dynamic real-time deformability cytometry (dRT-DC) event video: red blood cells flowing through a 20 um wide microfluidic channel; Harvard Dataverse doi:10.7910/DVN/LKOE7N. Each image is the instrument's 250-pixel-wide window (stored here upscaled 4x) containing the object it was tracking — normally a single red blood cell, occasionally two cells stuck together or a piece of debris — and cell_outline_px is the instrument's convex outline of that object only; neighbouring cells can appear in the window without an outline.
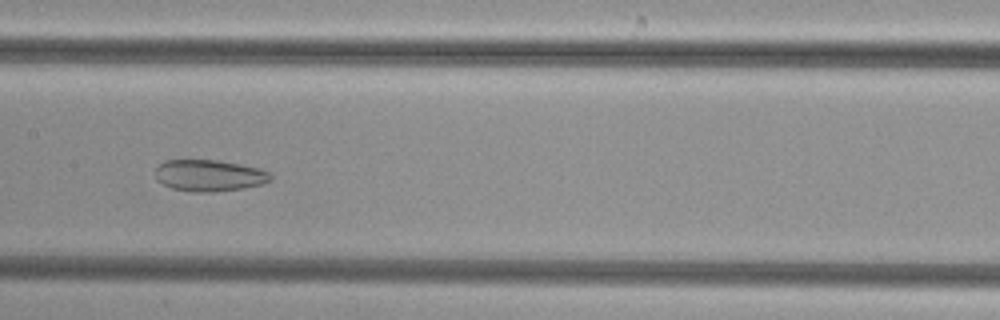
{"species": "common noctule bat (a hibernating species)", "species_latin": "Nyctalus noctula", "temperature_condition": "cold", "stored_images_in_passage": 50, "camera_frame_rate_fps": 3000, "um_per_image_px": 0.085, "animal": {"sex": "female", "body_mass_g": 29.2, "forearm_length_mm": 56.3}, "frame": {"image": 1, "passage_image": 25, "time_ms": 8.0, "image_size_px": [1000, 320], "cell_outline_px": [[272, 180], [264, 184], [244, 188], [212, 192], [192, 192], [172, 188], [156, 180], [156, 168], [164, 160], [216, 160], [240, 164], [260, 168], [272, 172]], "centroid_in_image_um": [17.83, 14.92], "position_along_channel_um": 189.6, "area_um2": 21.39}}
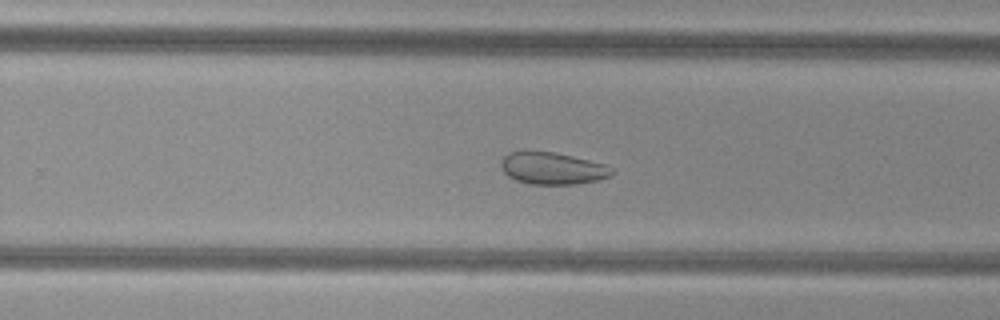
{"frame": {"image": 2, "passage_image": 32, "time_ms": 10.333, "image_size_px": [1000, 320], "cell_outline_px": [[616, 172], [612, 176], [596, 180], [576, 184], [532, 184], [516, 180], [508, 176], [504, 172], [500, 164], [500, 160], [508, 152], [552, 152], [572, 156], [604, 164], [616, 168]], "centroid_in_image_um": [47.0, 14.32], "position_along_channel_um": 282.8, "area_um2": 20.63}}
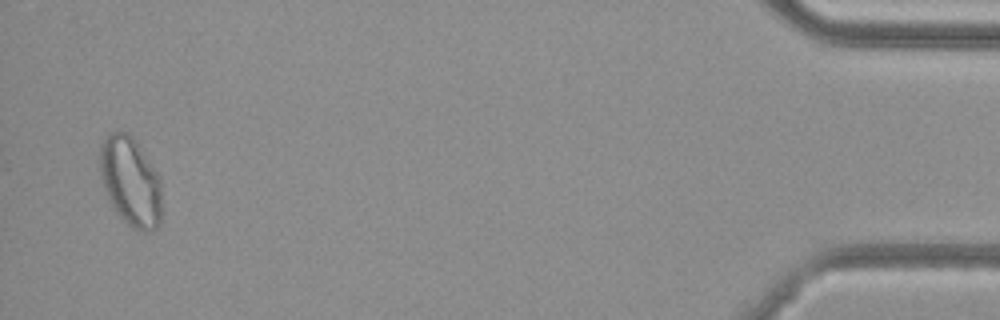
{"frame": {"image": 3, "passage_image": 49, "time_ms": 16.0, "image_size_px": [1000, 320], "cell_outline_px": [[160, 224], [152, 232], [144, 232], [132, 228], [112, 208], [104, 188], [100, 176], [100, 148], [108, 132], [116, 128], [132, 136], [136, 140], [160, 176]], "centroid_in_image_um": [11.08, 15.41], "position_along_channel_um": 424.1, "area_um2": 32.48}}